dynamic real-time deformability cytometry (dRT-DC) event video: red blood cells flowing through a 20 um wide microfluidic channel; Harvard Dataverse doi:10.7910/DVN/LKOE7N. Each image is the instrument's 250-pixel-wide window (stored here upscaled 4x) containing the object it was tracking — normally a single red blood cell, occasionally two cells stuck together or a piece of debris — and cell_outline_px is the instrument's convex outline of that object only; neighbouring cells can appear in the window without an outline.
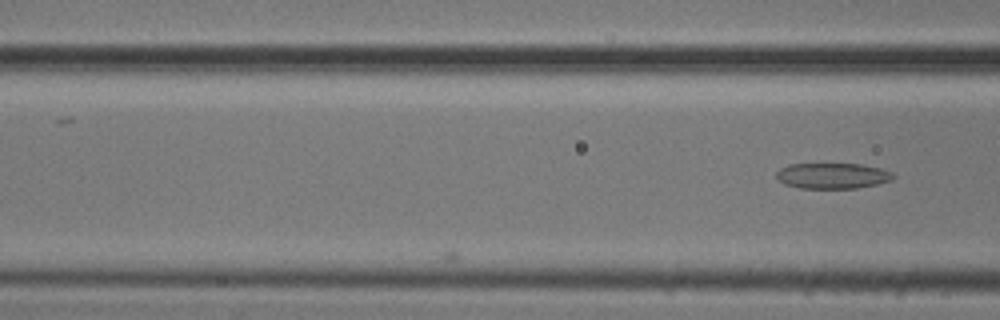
{"species": "common noctule bat (a hibernating species)", "species_latin": "Nyctalus noctula", "temperature_condition": "cold", "stored_images_in_passage": 7, "camera_frame_rate_fps": 3000, "um_per_image_px": 0.085, "animal": {"sex": "male", "body_mass_g": 20.5, "forearm_length_mm": 52.5}, "frame": {"image": 1, "passage_image": 7, "time_ms": 2.0, "image_size_px": [1000, 320], "cell_outline_px": [[896, 176], [892, 180], [876, 184], [856, 188], [800, 188], [784, 184], [776, 180], [776, 172], [780, 168], [788, 164], [860, 164], [880, 168], [892, 172]], "centroid_in_image_um": [70.73, 14.94], "position_along_channel_um": 95.9, "area_um2": 17.57}}